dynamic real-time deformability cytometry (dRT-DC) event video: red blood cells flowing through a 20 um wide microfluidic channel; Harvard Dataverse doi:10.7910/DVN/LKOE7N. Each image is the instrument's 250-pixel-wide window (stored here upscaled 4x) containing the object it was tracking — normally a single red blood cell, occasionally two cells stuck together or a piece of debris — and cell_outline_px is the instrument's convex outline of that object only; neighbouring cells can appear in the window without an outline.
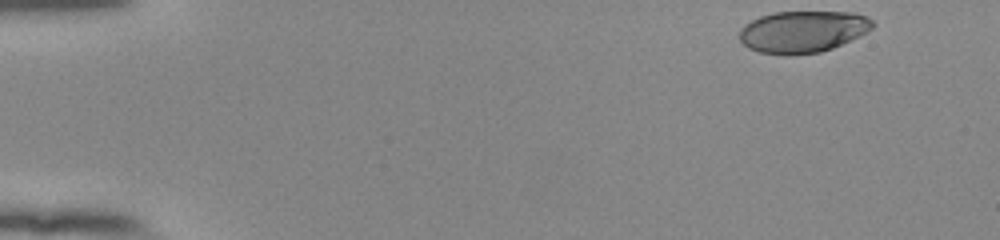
{"species": "human", "species_latin": "Homo sapiens", "temperature_condition": "room temperature", "stored_images_in_passage": 43, "camera_frame_rate_fps": 3000, "um_per_image_px": 0.085, "donor": {"sex": "female"}, "frame": {"image": 1, "passage_image": 1, "time_ms": 0.0, "image_size_px": [1000, 240], "cell_outline_px": [[876, 24], [868, 32], [832, 48], [820, 52], [788, 56], [760, 52], [748, 48], [740, 40], [740, 28], [744, 24], [760, 16], [772, 12], [856, 12], [868, 16]], "centroid_in_image_um": [68.25, 2.68], "position_along_channel_um": 16.7, "area_um2": 32.71}}
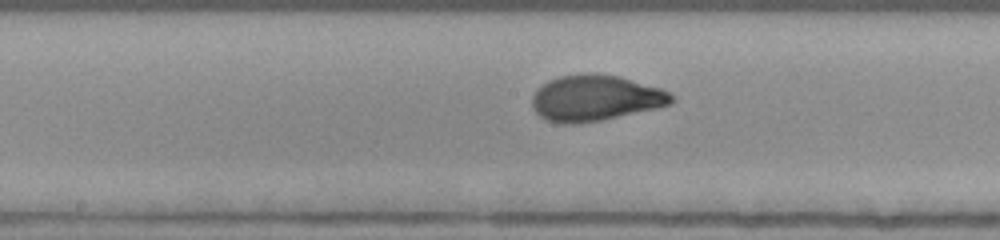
{"frame": {"image": 2, "passage_image": 25, "time_ms": 8.0, "image_size_px": [1000, 240], "cell_outline_px": [[676, 100], [672, 104], [656, 108], [600, 120], [576, 124], [560, 124], [544, 120], [532, 108], [532, 96], [548, 80], [560, 76], [592, 72], [616, 76], [660, 88], [676, 96]], "centroid_in_image_um": [50.6, 8.34], "position_along_channel_um": 197.6, "area_um2": 37.22}}
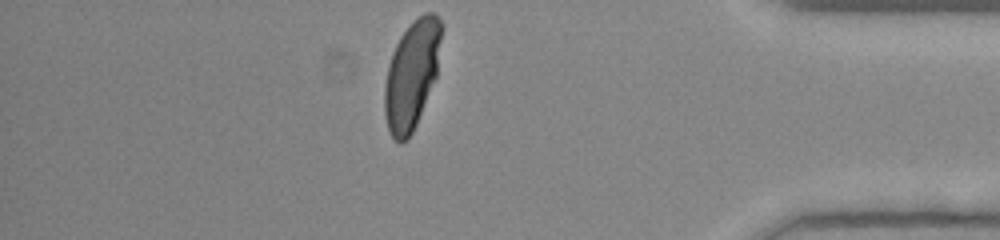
{"frame": {"image": 3, "passage_image": 43, "time_ms": 14.0, "image_size_px": [1000, 240], "cell_outline_px": [[444, 28], [436, 76], [416, 124], [408, 140], [400, 144], [392, 136], [388, 128], [384, 116], [384, 88], [388, 64], [392, 52], [400, 36], [412, 20], [424, 12], [436, 12], [444, 24]], "centroid_in_image_um": [35.01, 6.28], "position_along_channel_um": 400.2, "area_um2": 36.41}, "authors_computed_cell_mechanics": {"area_um2": 36.0094, "velocity_mm_per_s": 3.8847, "shape_relaxation_time_tau1_ms": 3.9346, "shape_relaxation_time_tau2_ms": null, "deformation_change_tau1": 0.2032, "deformation_change_tau2": null}}